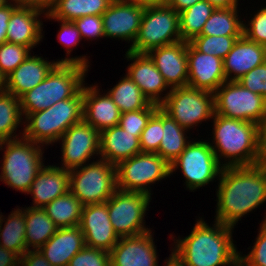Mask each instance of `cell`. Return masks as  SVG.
Wrapping results in <instances>:
<instances>
[{
    "instance_id": "obj_8",
    "label": "cell",
    "mask_w": 266,
    "mask_h": 266,
    "mask_svg": "<svg viewBox=\"0 0 266 266\" xmlns=\"http://www.w3.org/2000/svg\"><path fill=\"white\" fill-rule=\"evenodd\" d=\"M193 140L194 138L170 164V175L176 170H181L186 189L191 192L205 187L215 179L218 180L224 168L210 146L209 140Z\"/></svg>"
},
{
    "instance_id": "obj_57",
    "label": "cell",
    "mask_w": 266,
    "mask_h": 266,
    "mask_svg": "<svg viewBox=\"0 0 266 266\" xmlns=\"http://www.w3.org/2000/svg\"><path fill=\"white\" fill-rule=\"evenodd\" d=\"M10 2V0H0V7L8 5Z\"/></svg>"
},
{
    "instance_id": "obj_15",
    "label": "cell",
    "mask_w": 266,
    "mask_h": 266,
    "mask_svg": "<svg viewBox=\"0 0 266 266\" xmlns=\"http://www.w3.org/2000/svg\"><path fill=\"white\" fill-rule=\"evenodd\" d=\"M145 6L138 1H112L102 14L105 38L130 42L137 37Z\"/></svg>"
},
{
    "instance_id": "obj_52",
    "label": "cell",
    "mask_w": 266,
    "mask_h": 266,
    "mask_svg": "<svg viewBox=\"0 0 266 266\" xmlns=\"http://www.w3.org/2000/svg\"><path fill=\"white\" fill-rule=\"evenodd\" d=\"M266 174V130L263 131L260 141V156L257 164Z\"/></svg>"
},
{
    "instance_id": "obj_22",
    "label": "cell",
    "mask_w": 266,
    "mask_h": 266,
    "mask_svg": "<svg viewBox=\"0 0 266 266\" xmlns=\"http://www.w3.org/2000/svg\"><path fill=\"white\" fill-rule=\"evenodd\" d=\"M43 11L18 6L11 14L7 27V42L29 47L31 50L43 39Z\"/></svg>"
},
{
    "instance_id": "obj_24",
    "label": "cell",
    "mask_w": 266,
    "mask_h": 266,
    "mask_svg": "<svg viewBox=\"0 0 266 266\" xmlns=\"http://www.w3.org/2000/svg\"><path fill=\"white\" fill-rule=\"evenodd\" d=\"M69 191V170L58 165L43 166L38 173L27 194L33 198V208H43L57 197Z\"/></svg>"
},
{
    "instance_id": "obj_26",
    "label": "cell",
    "mask_w": 266,
    "mask_h": 266,
    "mask_svg": "<svg viewBox=\"0 0 266 266\" xmlns=\"http://www.w3.org/2000/svg\"><path fill=\"white\" fill-rule=\"evenodd\" d=\"M140 153V138L135 133L126 132L119 125L100 132L99 158L114 166Z\"/></svg>"
},
{
    "instance_id": "obj_58",
    "label": "cell",
    "mask_w": 266,
    "mask_h": 266,
    "mask_svg": "<svg viewBox=\"0 0 266 266\" xmlns=\"http://www.w3.org/2000/svg\"><path fill=\"white\" fill-rule=\"evenodd\" d=\"M113 1H122V0H113ZM125 1H138V0H125Z\"/></svg>"
},
{
    "instance_id": "obj_1",
    "label": "cell",
    "mask_w": 266,
    "mask_h": 266,
    "mask_svg": "<svg viewBox=\"0 0 266 266\" xmlns=\"http://www.w3.org/2000/svg\"><path fill=\"white\" fill-rule=\"evenodd\" d=\"M216 187L214 221L227 226L266 202V174L258 165L224 167Z\"/></svg>"
},
{
    "instance_id": "obj_14",
    "label": "cell",
    "mask_w": 266,
    "mask_h": 266,
    "mask_svg": "<svg viewBox=\"0 0 266 266\" xmlns=\"http://www.w3.org/2000/svg\"><path fill=\"white\" fill-rule=\"evenodd\" d=\"M58 142L62 152L60 167L63 169L83 166L100 156V132L84 120L72 125Z\"/></svg>"
},
{
    "instance_id": "obj_38",
    "label": "cell",
    "mask_w": 266,
    "mask_h": 266,
    "mask_svg": "<svg viewBox=\"0 0 266 266\" xmlns=\"http://www.w3.org/2000/svg\"><path fill=\"white\" fill-rule=\"evenodd\" d=\"M242 36H208L198 35L190 43L199 51L205 54H211L222 60L233 48L238 38Z\"/></svg>"
},
{
    "instance_id": "obj_25",
    "label": "cell",
    "mask_w": 266,
    "mask_h": 266,
    "mask_svg": "<svg viewBox=\"0 0 266 266\" xmlns=\"http://www.w3.org/2000/svg\"><path fill=\"white\" fill-rule=\"evenodd\" d=\"M38 55H29L12 73L6 77V92L20 98L40 84L57 64Z\"/></svg>"
},
{
    "instance_id": "obj_44",
    "label": "cell",
    "mask_w": 266,
    "mask_h": 266,
    "mask_svg": "<svg viewBox=\"0 0 266 266\" xmlns=\"http://www.w3.org/2000/svg\"><path fill=\"white\" fill-rule=\"evenodd\" d=\"M261 7L247 23H243V35L250 41L266 46V6Z\"/></svg>"
},
{
    "instance_id": "obj_32",
    "label": "cell",
    "mask_w": 266,
    "mask_h": 266,
    "mask_svg": "<svg viewBox=\"0 0 266 266\" xmlns=\"http://www.w3.org/2000/svg\"><path fill=\"white\" fill-rule=\"evenodd\" d=\"M238 6L215 8L204 24L200 35L208 36H243V23ZM239 16V17H238Z\"/></svg>"
},
{
    "instance_id": "obj_2",
    "label": "cell",
    "mask_w": 266,
    "mask_h": 266,
    "mask_svg": "<svg viewBox=\"0 0 266 266\" xmlns=\"http://www.w3.org/2000/svg\"><path fill=\"white\" fill-rule=\"evenodd\" d=\"M197 219L186 237L170 234L174 252L187 266H239V251L233 243L234 227L214 221L208 225Z\"/></svg>"
},
{
    "instance_id": "obj_54",
    "label": "cell",
    "mask_w": 266,
    "mask_h": 266,
    "mask_svg": "<svg viewBox=\"0 0 266 266\" xmlns=\"http://www.w3.org/2000/svg\"><path fill=\"white\" fill-rule=\"evenodd\" d=\"M165 266H187L174 252L171 251L168 259L164 261Z\"/></svg>"
},
{
    "instance_id": "obj_43",
    "label": "cell",
    "mask_w": 266,
    "mask_h": 266,
    "mask_svg": "<svg viewBox=\"0 0 266 266\" xmlns=\"http://www.w3.org/2000/svg\"><path fill=\"white\" fill-rule=\"evenodd\" d=\"M68 266H111L110 252L85 245L69 261Z\"/></svg>"
},
{
    "instance_id": "obj_55",
    "label": "cell",
    "mask_w": 266,
    "mask_h": 266,
    "mask_svg": "<svg viewBox=\"0 0 266 266\" xmlns=\"http://www.w3.org/2000/svg\"><path fill=\"white\" fill-rule=\"evenodd\" d=\"M143 6H166L170 3V0H138Z\"/></svg>"
},
{
    "instance_id": "obj_37",
    "label": "cell",
    "mask_w": 266,
    "mask_h": 266,
    "mask_svg": "<svg viewBox=\"0 0 266 266\" xmlns=\"http://www.w3.org/2000/svg\"><path fill=\"white\" fill-rule=\"evenodd\" d=\"M47 19L55 20L58 23L60 22L59 26L60 29L58 30L57 34V40L60 43V45H63L66 50V56L63 59H58V63H74V64H80L85 66L87 69L90 67V62L88 60V56L81 55V56H74L70 57L71 52H73L74 47L78 46L80 44V41H82V38L80 36V32L77 30L76 25L73 21H63L58 19H53V17L47 13L45 16H41ZM89 64V65H88Z\"/></svg>"
},
{
    "instance_id": "obj_36",
    "label": "cell",
    "mask_w": 266,
    "mask_h": 266,
    "mask_svg": "<svg viewBox=\"0 0 266 266\" xmlns=\"http://www.w3.org/2000/svg\"><path fill=\"white\" fill-rule=\"evenodd\" d=\"M215 7L206 0H201L179 13L180 34L183 41L190 42L202 33L204 24Z\"/></svg>"
},
{
    "instance_id": "obj_34",
    "label": "cell",
    "mask_w": 266,
    "mask_h": 266,
    "mask_svg": "<svg viewBox=\"0 0 266 266\" xmlns=\"http://www.w3.org/2000/svg\"><path fill=\"white\" fill-rule=\"evenodd\" d=\"M107 93L118 106L121 114L145 109L151 104L138 85L127 74L121 77L113 88L108 89Z\"/></svg>"
},
{
    "instance_id": "obj_35",
    "label": "cell",
    "mask_w": 266,
    "mask_h": 266,
    "mask_svg": "<svg viewBox=\"0 0 266 266\" xmlns=\"http://www.w3.org/2000/svg\"><path fill=\"white\" fill-rule=\"evenodd\" d=\"M23 120L20 98L6 91L0 93V142L22 137L23 131L16 132L24 125Z\"/></svg>"
},
{
    "instance_id": "obj_50",
    "label": "cell",
    "mask_w": 266,
    "mask_h": 266,
    "mask_svg": "<svg viewBox=\"0 0 266 266\" xmlns=\"http://www.w3.org/2000/svg\"><path fill=\"white\" fill-rule=\"evenodd\" d=\"M20 257L10 251L0 246V266H19Z\"/></svg>"
},
{
    "instance_id": "obj_12",
    "label": "cell",
    "mask_w": 266,
    "mask_h": 266,
    "mask_svg": "<svg viewBox=\"0 0 266 266\" xmlns=\"http://www.w3.org/2000/svg\"><path fill=\"white\" fill-rule=\"evenodd\" d=\"M170 164L157 153H140L116 165L117 189L152 195L151 186L169 178Z\"/></svg>"
},
{
    "instance_id": "obj_27",
    "label": "cell",
    "mask_w": 266,
    "mask_h": 266,
    "mask_svg": "<svg viewBox=\"0 0 266 266\" xmlns=\"http://www.w3.org/2000/svg\"><path fill=\"white\" fill-rule=\"evenodd\" d=\"M85 246L79 226L59 228L39 249L52 266H68L69 261Z\"/></svg>"
},
{
    "instance_id": "obj_9",
    "label": "cell",
    "mask_w": 266,
    "mask_h": 266,
    "mask_svg": "<svg viewBox=\"0 0 266 266\" xmlns=\"http://www.w3.org/2000/svg\"><path fill=\"white\" fill-rule=\"evenodd\" d=\"M182 40L179 13L166 6H147L141 19L137 37L129 51L148 53L151 49Z\"/></svg>"
},
{
    "instance_id": "obj_3",
    "label": "cell",
    "mask_w": 266,
    "mask_h": 266,
    "mask_svg": "<svg viewBox=\"0 0 266 266\" xmlns=\"http://www.w3.org/2000/svg\"><path fill=\"white\" fill-rule=\"evenodd\" d=\"M212 147L223 167L257 165L264 129L254 122L228 118L214 113Z\"/></svg>"
},
{
    "instance_id": "obj_47",
    "label": "cell",
    "mask_w": 266,
    "mask_h": 266,
    "mask_svg": "<svg viewBox=\"0 0 266 266\" xmlns=\"http://www.w3.org/2000/svg\"><path fill=\"white\" fill-rule=\"evenodd\" d=\"M19 266H52L39 250L26 251L20 257Z\"/></svg>"
},
{
    "instance_id": "obj_56",
    "label": "cell",
    "mask_w": 266,
    "mask_h": 266,
    "mask_svg": "<svg viewBox=\"0 0 266 266\" xmlns=\"http://www.w3.org/2000/svg\"><path fill=\"white\" fill-rule=\"evenodd\" d=\"M6 91V77L0 71V93Z\"/></svg>"
},
{
    "instance_id": "obj_29",
    "label": "cell",
    "mask_w": 266,
    "mask_h": 266,
    "mask_svg": "<svg viewBox=\"0 0 266 266\" xmlns=\"http://www.w3.org/2000/svg\"><path fill=\"white\" fill-rule=\"evenodd\" d=\"M25 231V207L12 210L8 217L0 212V246L21 257L27 251Z\"/></svg>"
},
{
    "instance_id": "obj_59",
    "label": "cell",
    "mask_w": 266,
    "mask_h": 266,
    "mask_svg": "<svg viewBox=\"0 0 266 266\" xmlns=\"http://www.w3.org/2000/svg\"><path fill=\"white\" fill-rule=\"evenodd\" d=\"M266 214V213H265ZM266 222V215L264 216V219L262 220L261 223H265Z\"/></svg>"
},
{
    "instance_id": "obj_19",
    "label": "cell",
    "mask_w": 266,
    "mask_h": 266,
    "mask_svg": "<svg viewBox=\"0 0 266 266\" xmlns=\"http://www.w3.org/2000/svg\"><path fill=\"white\" fill-rule=\"evenodd\" d=\"M152 230L136 236L121 237L110 251L111 266H158Z\"/></svg>"
},
{
    "instance_id": "obj_48",
    "label": "cell",
    "mask_w": 266,
    "mask_h": 266,
    "mask_svg": "<svg viewBox=\"0 0 266 266\" xmlns=\"http://www.w3.org/2000/svg\"><path fill=\"white\" fill-rule=\"evenodd\" d=\"M18 6L13 2L8 5L0 7V45L7 42V27L10 20L12 12Z\"/></svg>"
},
{
    "instance_id": "obj_31",
    "label": "cell",
    "mask_w": 266,
    "mask_h": 266,
    "mask_svg": "<svg viewBox=\"0 0 266 266\" xmlns=\"http://www.w3.org/2000/svg\"><path fill=\"white\" fill-rule=\"evenodd\" d=\"M113 0H56L49 14L53 19L74 21L82 16L102 15Z\"/></svg>"
},
{
    "instance_id": "obj_20",
    "label": "cell",
    "mask_w": 266,
    "mask_h": 266,
    "mask_svg": "<svg viewBox=\"0 0 266 266\" xmlns=\"http://www.w3.org/2000/svg\"><path fill=\"white\" fill-rule=\"evenodd\" d=\"M170 89L188 85L187 41L156 47L147 53Z\"/></svg>"
},
{
    "instance_id": "obj_13",
    "label": "cell",
    "mask_w": 266,
    "mask_h": 266,
    "mask_svg": "<svg viewBox=\"0 0 266 266\" xmlns=\"http://www.w3.org/2000/svg\"><path fill=\"white\" fill-rule=\"evenodd\" d=\"M152 198L144 192L116 190L105 202L115 233L119 238L151 231L145 225L146 211Z\"/></svg>"
},
{
    "instance_id": "obj_23",
    "label": "cell",
    "mask_w": 266,
    "mask_h": 266,
    "mask_svg": "<svg viewBox=\"0 0 266 266\" xmlns=\"http://www.w3.org/2000/svg\"><path fill=\"white\" fill-rule=\"evenodd\" d=\"M265 61L266 46L250 41L243 35L237 39L231 51L223 59L226 80L237 81Z\"/></svg>"
},
{
    "instance_id": "obj_16",
    "label": "cell",
    "mask_w": 266,
    "mask_h": 266,
    "mask_svg": "<svg viewBox=\"0 0 266 266\" xmlns=\"http://www.w3.org/2000/svg\"><path fill=\"white\" fill-rule=\"evenodd\" d=\"M125 58L131 61L126 74L138 85L150 103L160 106L171 89L166 84L163 75L156 68L154 61L147 53H133L129 50L126 51Z\"/></svg>"
},
{
    "instance_id": "obj_30",
    "label": "cell",
    "mask_w": 266,
    "mask_h": 266,
    "mask_svg": "<svg viewBox=\"0 0 266 266\" xmlns=\"http://www.w3.org/2000/svg\"><path fill=\"white\" fill-rule=\"evenodd\" d=\"M162 127L163 138L157 154L171 164L192 140L186 134L188 130L180 126L163 110Z\"/></svg>"
},
{
    "instance_id": "obj_10",
    "label": "cell",
    "mask_w": 266,
    "mask_h": 266,
    "mask_svg": "<svg viewBox=\"0 0 266 266\" xmlns=\"http://www.w3.org/2000/svg\"><path fill=\"white\" fill-rule=\"evenodd\" d=\"M215 114L254 122L266 130V99L238 81H226L214 92Z\"/></svg>"
},
{
    "instance_id": "obj_4",
    "label": "cell",
    "mask_w": 266,
    "mask_h": 266,
    "mask_svg": "<svg viewBox=\"0 0 266 266\" xmlns=\"http://www.w3.org/2000/svg\"><path fill=\"white\" fill-rule=\"evenodd\" d=\"M88 71L80 64L57 63L40 84L20 97L23 119L30 113L72 98L82 88Z\"/></svg>"
},
{
    "instance_id": "obj_18",
    "label": "cell",
    "mask_w": 266,
    "mask_h": 266,
    "mask_svg": "<svg viewBox=\"0 0 266 266\" xmlns=\"http://www.w3.org/2000/svg\"><path fill=\"white\" fill-rule=\"evenodd\" d=\"M79 227L88 247L110 252L119 241L111 224L106 203L84 205Z\"/></svg>"
},
{
    "instance_id": "obj_33",
    "label": "cell",
    "mask_w": 266,
    "mask_h": 266,
    "mask_svg": "<svg viewBox=\"0 0 266 266\" xmlns=\"http://www.w3.org/2000/svg\"><path fill=\"white\" fill-rule=\"evenodd\" d=\"M83 204L70 191L57 197L43 209L58 228L79 226Z\"/></svg>"
},
{
    "instance_id": "obj_28",
    "label": "cell",
    "mask_w": 266,
    "mask_h": 266,
    "mask_svg": "<svg viewBox=\"0 0 266 266\" xmlns=\"http://www.w3.org/2000/svg\"><path fill=\"white\" fill-rule=\"evenodd\" d=\"M25 208L27 251L39 250L59 228L43 208Z\"/></svg>"
},
{
    "instance_id": "obj_6",
    "label": "cell",
    "mask_w": 266,
    "mask_h": 266,
    "mask_svg": "<svg viewBox=\"0 0 266 266\" xmlns=\"http://www.w3.org/2000/svg\"><path fill=\"white\" fill-rule=\"evenodd\" d=\"M43 149L41 144L23 136L1 141L0 151L4 155L0 163V181L8 188L27 194L36 174L44 166Z\"/></svg>"
},
{
    "instance_id": "obj_5",
    "label": "cell",
    "mask_w": 266,
    "mask_h": 266,
    "mask_svg": "<svg viewBox=\"0 0 266 266\" xmlns=\"http://www.w3.org/2000/svg\"><path fill=\"white\" fill-rule=\"evenodd\" d=\"M82 120L83 86L72 98L28 114L23 120V137L42 146L54 145L65 131Z\"/></svg>"
},
{
    "instance_id": "obj_45",
    "label": "cell",
    "mask_w": 266,
    "mask_h": 266,
    "mask_svg": "<svg viewBox=\"0 0 266 266\" xmlns=\"http://www.w3.org/2000/svg\"><path fill=\"white\" fill-rule=\"evenodd\" d=\"M80 32V36L86 40H98L104 38L102 15L82 16L73 21ZM98 38V39H97Z\"/></svg>"
},
{
    "instance_id": "obj_46",
    "label": "cell",
    "mask_w": 266,
    "mask_h": 266,
    "mask_svg": "<svg viewBox=\"0 0 266 266\" xmlns=\"http://www.w3.org/2000/svg\"><path fill=\"white\" fill-rule=\"evenodd\" d=\"M243 87L251 92L260 94L266 99V61L237 80Z\"/></svg>"
},
{
    "instance_id": "obj_51",
    "label": "cell",
    "mask_w": 266,
    "mask_h": 266,
    "mask_svg": "<svg viewBox=\"0 0 266 266\" xmlns=\"http://www.w3.org/2000/svg\"><path fill=\"white\" fill-rule=\"evenodd\" d=\"M201 0H170L169 7L180 13Z\"/></svg>"
},
{
    "instance_id": "obj_11",
    "label": "cell",
    "mask_w": 266,
    "mask_h": 266,
    "mask_svg": "<svg viewBox=\"0 0 266 266\" xmlns=\"http://www.w3.org/2000/svg\"><path fill=\"white\" fill-rule=\"evenodd\" d=\"M160 108L180 126L190 131L213 119L214 93L189 86L171 89Z\"/></svg>"
},
{
    "instance_id": "obj_41",
    "label": "cell",
    "mask_w": 266,
    "mask_h": 266,
    "mask_svg": "<svg viewBox=\"0 0 266 266\" xmlns=\"http://www.w3.org/2000/svg\"><path fill=\"white\" fill-rule=\"evenodd\" d=\"M159 107V105L151 103L145 109L122 113L118 125L123 128L124 131L135 133V136L140 138L149 119Z\"/></svg>"
},
{
    "instance_id": "obj_39",
    "label": "cell",
    "mask_w": 266,
    "mask_h": 266,
    "mask_svg": "<svg viewBox=\"0 0 266 266\" xmlns=\"http://www.w3.org/2000/svg\"><path fill=\"white\" fill-rule=\"evenodd\" d=\"M162 109L159 107L149 119L140 137L142 153H157L162 137Z\"/></svg>"
},
{
    "instance_id": "obj_49",
    "label": "cell",
    "mask_w": 266,
    "mask_h": 266,
    "mask_svg": "<svg viewBox=\"0 0 266 266\" xmlns=\"http://www.w3.org/2000/svg\"><path fill=\"white\" fill-rule=\"evenodd\" d=\"M17 6L32 7L43 11L45 14L49 13L53 8L56 0H10Z\"/></svg>"
},
{
    "instance_id": "obj_17",
    "label": "cell",
    "mask_w": 266,
    "mask_h": 266,
    "mask_svg": "<svg viewBox=\"0 0 266 266\" xmlns=\"http://www.w3.org/2000/svg\"><path fill=\"white\" fill-rule=\"evenodd\" d=\"M188 85L191 88L214 93L226 82L223 60L211 54L199 52L187 42Z\"/></svg>"
},
{
    "instance_id": "obj_7",
    "label": "cell",
    "mask_w": 266,
    "mask_h": 266,
    "mask_svg": "<svg viewBox=\"0 0 266 266\" xmlns=\"http://www.w3.org/2000/svg\"><path fill=\"white\" fill-rule=\"evenodd\" d=\"M116 190V166L104 159L69 170V191L83 205L105 203Z\"/></svg>"
},
{
    "instance_id": "obj_53",
    "label": "cell",
    "mask_w": 266,
    "mask_h": 266,
    "mask_svg": "<svg viewBox=\"0 0 266 266\" xmlns=\"http://www.w3.org/2000/svg\"><path fill=\"white\" fill-rule=\"evenodd\" d=\"M215 8H232L239 6V0H206Z\"/></svg>"
},
{
    "instance_id": "obj_40",
    "label": "cell",
    "mask_w": 266,
    "mask_h": 266,
    "mask_svg": "<svg viewBox=\"0 0 266 266\" xmlns=\"http://www.w3.org/2000/svg\"><path fill=\"white\" fill-rule=\"evenodd\" d=\"M31 49L29 47L3 43L0 45V71L7 77L12 73L30 54Z\"/></svg>"
},
{
    "instance_id": "obj_21",
    "label": "cell",
    "mask_w": 266,
    "mask_h": 266,
    "mask_svg": "<svg viewBox=\"0 0 266 266\" xmlns=\"http://www.w3.org/2000/svg\"><path fill=\"white\" fill-rule=\"evenodd\" d=\"M86 84H83V120L99 132L118 125L121 112L108 93L101 94L98 84Z\"/></svg>"
},
{
    "instance_id": "obj_42",
    "label": "cell",
    "mask_w": 266,
    "mask_h": 266,
    "mask_svg": "<svg viewBox=\"0 0 266 266\" xmlns=\"http://www.w3.org/2000/svg\"><path fill=\"white\" fill-rule=\"evenodd\" d=\"M259 231L250 252H239V266H266V222L260 223Z\"/></svg>"
}]
</instances>
